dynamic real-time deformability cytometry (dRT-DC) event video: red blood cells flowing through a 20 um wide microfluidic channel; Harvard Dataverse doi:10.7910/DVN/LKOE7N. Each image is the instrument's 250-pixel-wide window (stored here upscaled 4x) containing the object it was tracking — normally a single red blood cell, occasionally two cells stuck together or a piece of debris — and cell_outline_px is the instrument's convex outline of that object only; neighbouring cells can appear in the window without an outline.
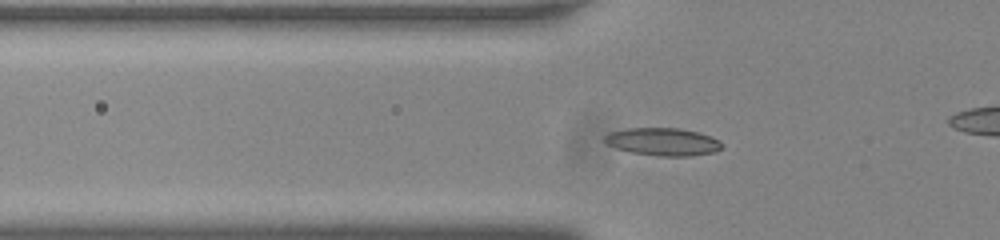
{"species": "common noctule bat (a hibernating species)", "species_latin": "Nyctalus noctula", "temperature_condition": "room temperature", "stored_images_in_passage": 54, "camera_frame_rate_fps": 3000, "um_per_image_px": 0.085, "animal": {"sex": "male", "body_mass_g": 20.0, "forearm_length_mm": 53.3}, "frame": {"image": 1, "passage_image": 17, "time_ms": 5.333, "image_size_px": [1000, 240], "cell_outline_px": [[724, 148], [716, 152], [692, 156], [660, 156], [632, 152], [616, 148], [608, 144], [604, 140], [604, 136], [608, 132], [628, 128], [680, 128], [712, 136], [720, 140], [724, 144]], "centroid_in_image_um": [56.41, 12.05], "position_along_channel_um": 69.4, "area_um2": 19.13}}
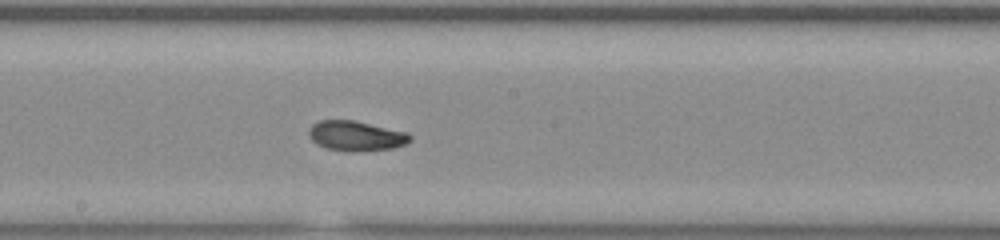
{"frame": {"image": 2, "passage_image": 29, "time_ms": 9.333, "image_size_px": [1000, 240], "cell_outline_px": [[412, 140], [404, 144], [392, 148], [352, 152], [328, 148], [316, 144], [308, 136], [308, 128], [312, 124], [320, 120], [352, 120], [408, 132], [412, 136]], "centroid_in_image_um": [30.24, 11.54], "position_along_channel_um": 218.0, "area_um2": 17.69}}
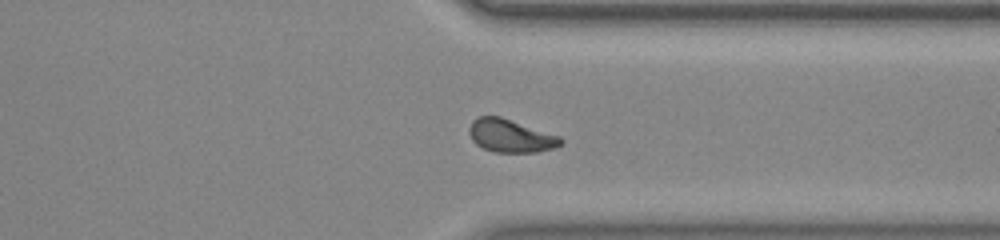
{"frame": {"image": 3, "passage_image": 41, "time_ms": 13.333, "image_size_px": [1000, 240], "cell_outline_px": [[564, 144], [556, 148], [536, 152], [496, 152], [484, 148], [476, 144], [472, 140], [468, 132], [468, 128], [472, 120], [480, 116], [500, 116], [560, 136], [564, 140]], "centroid_in_image_um": [43.42, 11.54], "position_along_channel_um": 368.0, "area_um2": 17.74}, "authors_computed_cell_mechanics": {"area_um2": 17.4267, "velocity_mm_per_s": 3.7473, "shape_relaxation_time_tau1_ms": 5.8207, "shape_relaxation_time_tau2_ms": 2.9211, "deformation_change_tau1": 0.1506, "deformation_change_tau2": 0.0743}}